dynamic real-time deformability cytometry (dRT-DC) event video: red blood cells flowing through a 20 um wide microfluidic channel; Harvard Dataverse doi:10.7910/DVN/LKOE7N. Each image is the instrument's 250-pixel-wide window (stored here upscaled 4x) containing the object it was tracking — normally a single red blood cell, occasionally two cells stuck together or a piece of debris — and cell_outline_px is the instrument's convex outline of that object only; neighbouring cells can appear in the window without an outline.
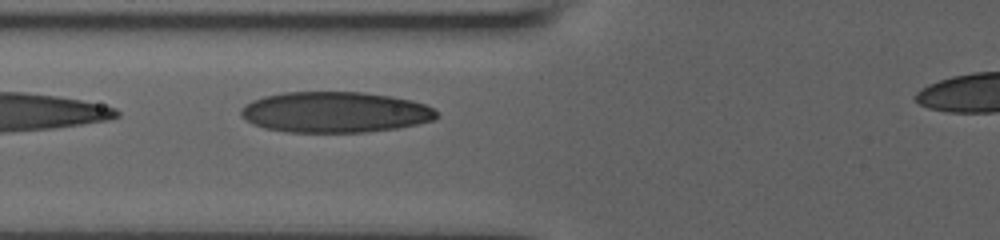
{"species": "human", "species_latin": "Homo sapiens", "temperature_condition": "room temperature", "stored_images_in_passage": 5, "segment_of_instrument_passage": [1, 2], "camera_frame_rate_fps": 3000, "um_per_image_px": 0.085, "donor": {"sex": "male"}, "frame": {"image": 1, "passage_image": 4, "time_ms": 2.667, "image_size_px": [1000, 240], "cell_outline_px": [[436, 116], [432, 120], [416, 124], [396, 128], [364, 132], [288, 132], [264, 128], [240, 116], [240, 108], [244, 104], [252, 100], [264, 96], [284, 92], [364, 92], [412, 100], [424, 104], [432, 108], [436, 112]], "centroid_in_image_um": [28.43, 9.53], "position_along_channel_um": 97.4, "area_um2": 46.3}}